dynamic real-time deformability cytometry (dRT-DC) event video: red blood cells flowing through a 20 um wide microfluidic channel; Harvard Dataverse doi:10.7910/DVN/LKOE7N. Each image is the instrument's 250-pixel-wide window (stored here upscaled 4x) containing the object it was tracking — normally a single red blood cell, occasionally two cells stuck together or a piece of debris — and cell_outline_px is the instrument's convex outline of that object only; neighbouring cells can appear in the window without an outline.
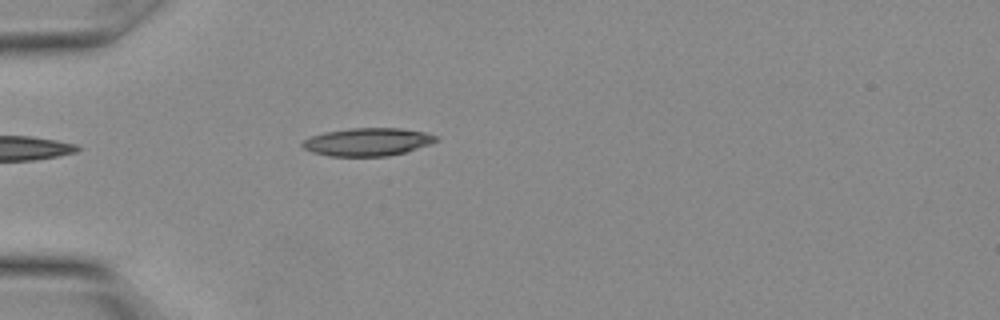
{"species": "Egyptian fruit bat (a non-hibernating species)", "species_latin": "Rousettus aegyptiacus", "temperature_condition": "warm", "stored_images_in_passage": 12, "camera_frame_rate_fps": 3000, "um_per_image_px": 0.085, "animal": {"sex": "female"}, "frame": {"image": 1, "passage_image": 1, "time_ms": 0.0, "image_size_px": [1000, 320], "cell_outline_px": [[440, 136], [436, 140], [428, 144], [404, 152], [384, 156], [332, 156], [312, 152], [304, 148], [300, 144], [304, 140], [312, 136], [324, 132], [352, 128], [400, 128], [424, 132]], "centroid_in_image_um": [31.22, 12.05], "position_along_channel_um": 53.8, "area_um2": 21.44}}
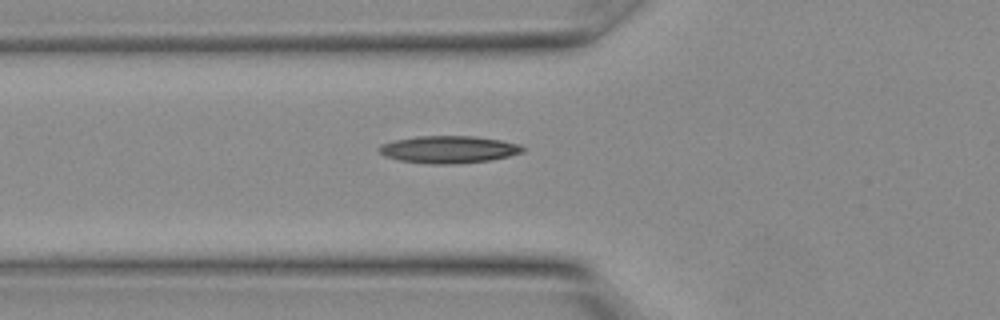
{"frame": {"image": 2, "passage_image": 3, "time_ms": 0.667, "image_size_px": [1000, 320], "cell_outline_px": [[524, 152], [508, 156], [488, 160], [456, 164], [424, 164], [400, 160], [384, 156], [376, 148], [380, 144], [396, 140], [416, 136], [472, 136], [500, 140], [520, 144], [524, 148]], "centroid_in_image_um": [38.1, 12.71], "position_along_channel_um": 87.7, "area_um2": 22.89}}
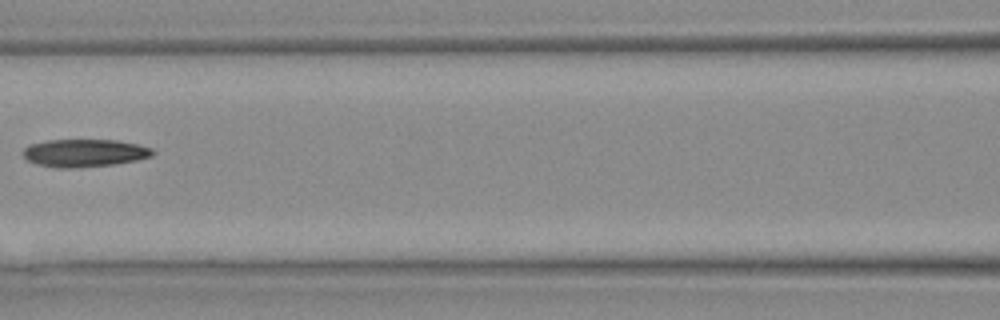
{"frame": {"image": 3, "passage_image": 6, "time_ms": 1.667, "image_size_px": [1000, 320], "cell_outline_px": [[156, 152], [152, 156], [136, 160], [112, 164], [76, 168], [56, 168], [36, 164], [24, 160], [24, 148], [32, 144], [48, 140], [116, 140], [136, 144], [152, 148]], "centroid_in_image_um": [7.16, 13.01], "position_along_channel_um": 159.4, "area_um2": 20.92}}